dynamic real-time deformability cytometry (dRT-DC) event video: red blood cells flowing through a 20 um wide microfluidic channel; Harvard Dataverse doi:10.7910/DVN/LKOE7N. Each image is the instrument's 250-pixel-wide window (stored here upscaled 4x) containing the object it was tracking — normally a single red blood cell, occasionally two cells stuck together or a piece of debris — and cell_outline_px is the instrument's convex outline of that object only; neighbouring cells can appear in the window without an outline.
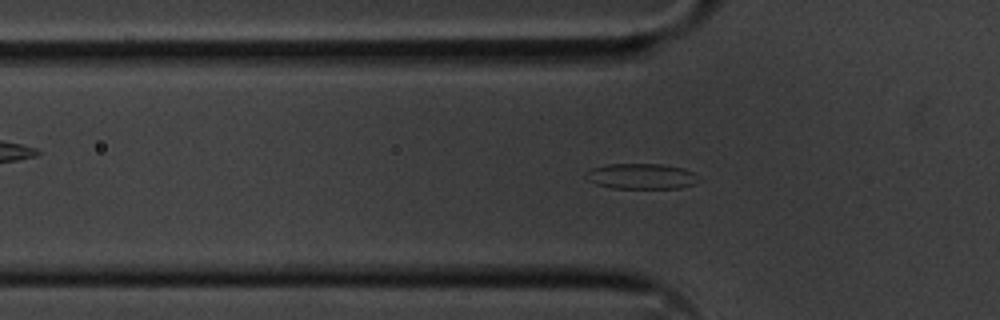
{"species": "common noctule bat (a hibernating species)", "species_latin": "Nyctalus noctula", "temperature_condition": "cold", "stored_images_in_passage": 49, "camera_frame_rate_fps": 3000, "um_per_image_px": 0.085, "animal": {"sex": "male", "body_mass_g": 20.1, "forearm_length_mm": 53.5}, "frame": {"image": 1, "passage_image": 18, "time_ms": 5.667, "image_size_px": [1000, 320], "cell_outline_px": [[704, 180], [696, 184], [680, 188], [612, 188], [596, 184], [588, 180], [584, 176], [584, 172], [592, 168], [608, 164], [664, 164], [684, 168], [692, 172]], "centroid_in_image_um": [54.56, 14.98], "position_along_channel_um": 71.2, "area_um2": 17.11}}
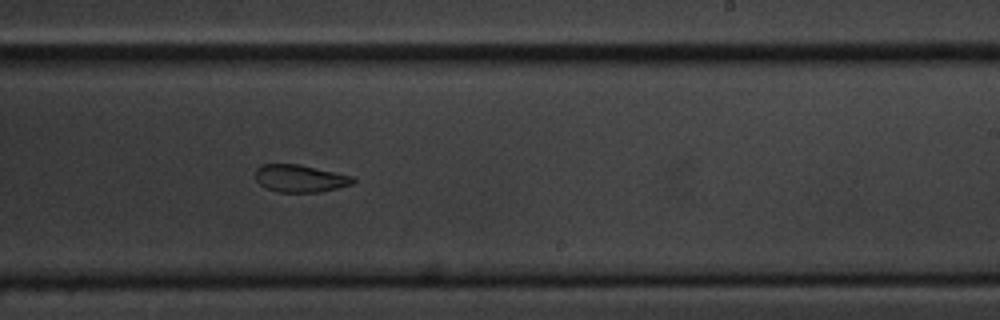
{"frame": {"image": 2, "passage_image": 34, "time_ms": 11.0, "image_size_px": [1000, 320], "cell_outline_px": [[356, 180], [352, 184], [320, 192], [276, 192], [260, 184], [256, 180], [256, 168], [260, 164], [300, 164], [352, 176]], "centroid_in_image_um": [25.49, 15.16], "position_along_channel_um": 263.5, "area_um2": 15.55}}
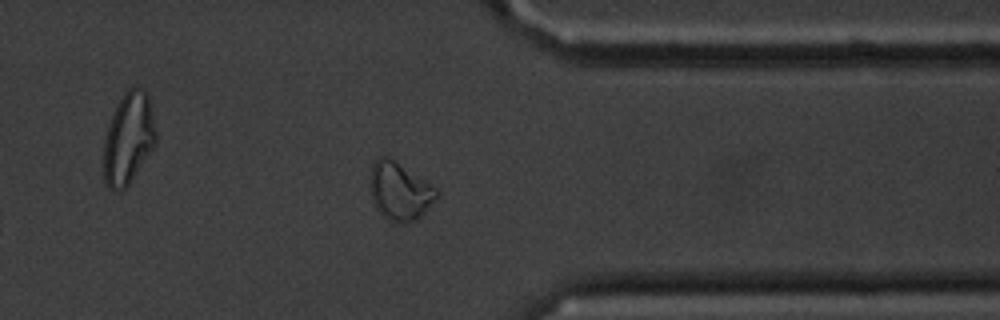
{"frame": {"image": 3, "passage_image": 44, "time_ms": 14.333, "image_size_px": [1000, 320], "cell_outline_px": [[440, 192], [424, 212], [416, 220], [388, 220], [376, 208], [372, 200], [372, 168], [376, 160], [380, 156], [388, 156], [436, 188]], "centroid_in_image_um": [33.98, 16.23], "position_along_channel_um": 377.4, "area_um2": 21.33}, "authors_computed_cell_mechanics": {"area_um2": 17.4556, "velocity_mm_per_s": 3.5918, "shape_relaxation_time_tau1_ms": 6.6584, "shape_relaxation_time_tau2_ms": 3.2471, "deformation_change_tau1": 0.1328, "deformation_change_tau2": 0.0927}}